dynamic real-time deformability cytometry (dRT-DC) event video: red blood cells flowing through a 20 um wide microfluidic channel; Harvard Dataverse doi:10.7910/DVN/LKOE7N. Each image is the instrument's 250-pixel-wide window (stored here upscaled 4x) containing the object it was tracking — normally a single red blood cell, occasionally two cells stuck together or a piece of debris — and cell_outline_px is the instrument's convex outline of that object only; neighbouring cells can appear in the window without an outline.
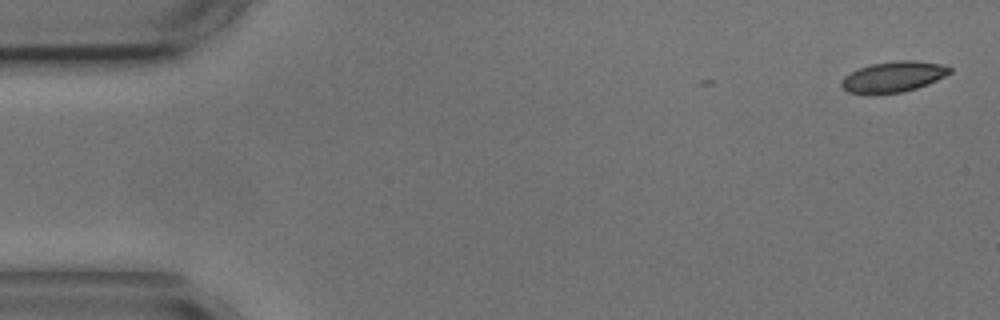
{"species": "common noctule bat (a hibernating species)", "species_latin": "Nyctalus noctula", "temperature_condition": "cold", "stored_images_in_passage": 4, "camera_frame_rate_fps": 3000, "um_per_image_px": 0.085, "animal": {"sex": "male", "body_mass_g": 17.9, "forearm_length_mm": 54.2}, "frame": {"image": 1, "passage_image": 1, "time_ms": 0.0, "image_size_px": [1000, 320], "cell_outline_px": [[952, 72], [928, 84], [916, 88], [900, 92], [848, 92], [840, 84], [840, 80], [844, 76], [860, 68], [872, 64], [900, 60], [916, 60], [940, 64], [952, 68]], "centroid_in_image_um": [75.97, 6.49], "position_along_channel_um": 9.0, "area_um2": 18.79}}
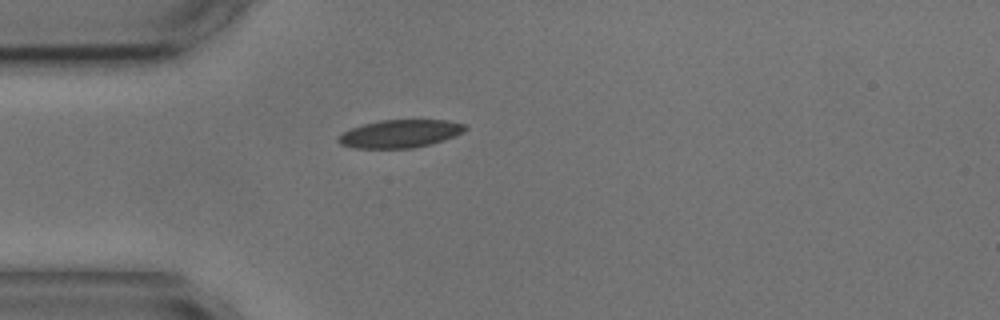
{"frame": {"image": 2, "passage_image": 4, "time_ms": 4.333, "image_size_px": [1000, 320], "cell_outline_px": [[468, 128], [464, 132], [444, 140], [432, 144], [412, 148], [356, 148], [340, 144], [336, 140], [336, 136], [352, 128], [364, 124], [380, 120], [448, 120], [464, 124]], "centroid_in_image_um": [34.01, 11.37], "position_along_channel_um": 51.0, "area_um2": 20.69}}